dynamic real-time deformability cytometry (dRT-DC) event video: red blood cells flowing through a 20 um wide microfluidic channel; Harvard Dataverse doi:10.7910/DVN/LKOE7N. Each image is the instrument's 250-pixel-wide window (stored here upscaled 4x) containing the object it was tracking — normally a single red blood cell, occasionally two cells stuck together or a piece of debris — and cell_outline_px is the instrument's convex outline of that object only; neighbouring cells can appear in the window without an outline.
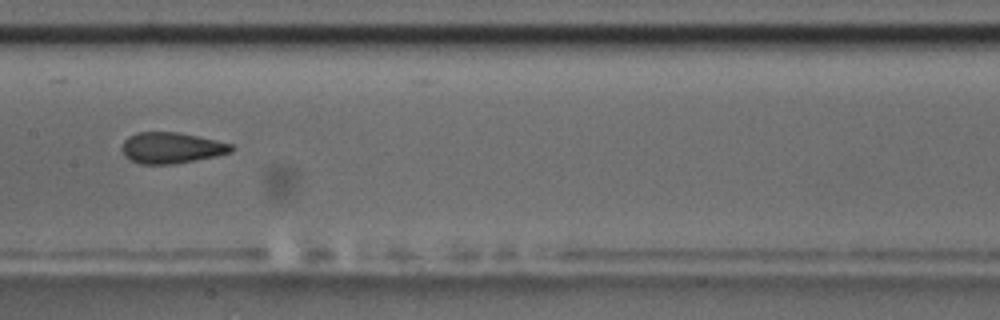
{"species": "common noctule bat (a hibernating species)", "species_latin": "Nyctalus noctula", "temperature_condition": "room temperature", "stored_images_in_passage": 11, "camera_frame_rate_fps": 3000, "um_per_image_px": 0.085, "animal": {"sex": "male", "body_mass_g": 17.5, "forearm_length_mm": 52.3}, "frame": {"image": 1, "passage_image": 8, "time_ms": 9.0, "image_size_px": [1000, 320], "cell_outline_px": [[232, 152], [216, 156], [172, 164], [140, 164], [124, 156], [120, 148], [124, 140], [128, 136], [136, 132], [180, 132], [216, 140], [232, 144]], "centroid_in_image_um": [14.53, 12.56], "position_along_channel_um": 192.9, "area_um2": 19.83}}